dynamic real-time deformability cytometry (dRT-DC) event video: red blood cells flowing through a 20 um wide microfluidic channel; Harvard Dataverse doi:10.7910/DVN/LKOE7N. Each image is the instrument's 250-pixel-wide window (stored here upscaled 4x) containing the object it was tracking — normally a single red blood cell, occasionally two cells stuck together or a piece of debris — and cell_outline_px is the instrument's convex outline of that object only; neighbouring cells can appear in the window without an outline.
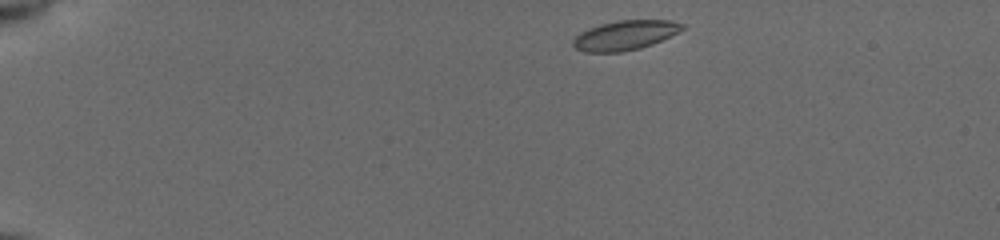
{"species": "common noctule bat (a hibernating species)", "species_latin": "Nyctalus noctula", "temperature_condition": "cold", "stored_images_in_passage": 44, "camera_frame_rate_fps": 3000, "um_per_image_px": 0.085, "animal": {"sex": "female", "body_mass_g": 19.5, "forearm_length_mm": 54.1}, "frame": {"image": 1, "passage_image": 1, "time_ms": 0.0, "image_size_px": [1000, 240], "cell_outline_px": [[684, 28], [680, 32], [652, 44], [640, 48], [624, 52], [584, 52], [576, 48], [572, 44], [572, 40], [580, 32], [588, 28], [600, 24], [616, 20], [672, 20], [684, 24]], "centroid_in_image_um": [53.13, 2.99], "position_along_channel_um": 31.9, "area_um2": 18.96}}
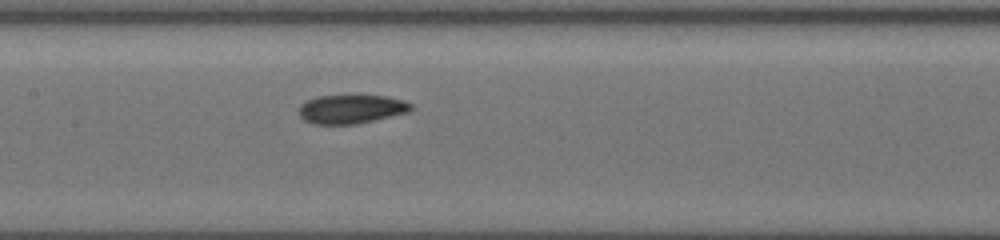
{"frame": {"image": 2, "passage_image": 19, "time_ms": 6.0, "image_size_px": [1000, 240], "cell_outline_px": [[412, 108], [408, 112], [356, 124], [316, 124], [304, 120], [300, 116], [300, 104], [308, 100], [320, 96], [388, 96], [404, 100], [412, 104]], "centroid_in_image_um": [29.87, 9.27], "position_along_channel_um": 177.5, "area_um2": 18.55}}
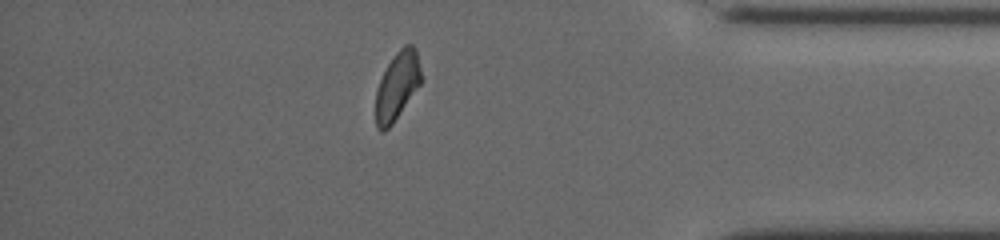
{"frame": {"image": 3, "passage_image": 38, "time_ms": 12.333, "image_size_px": [1000, 240], "cell_outline_px": [[420, 84], [392, 124], [384, 132], [380, 132], [376, 128], [376, 92], [380, 80], [388, 64], [396, 52], [404, 44], [412, 44], [416, 48], [420, 68]], "centroid_in_image_um": [33.75, 7.3], "position_along_channel_um": 401.5, "area_um2": 17.69}, "authors_computed_cell_mechanics": {"area_um2": 18.9873, "velocity_mm_per_s": 3.8849, "shape_relaxation_time_tau1_ms": 5.8401, "shape_relaxation_time_tau2_ms": 4.6653, "deformation_change_tau1": 0.1552, "deformation_change_tau2": 0.0877}}